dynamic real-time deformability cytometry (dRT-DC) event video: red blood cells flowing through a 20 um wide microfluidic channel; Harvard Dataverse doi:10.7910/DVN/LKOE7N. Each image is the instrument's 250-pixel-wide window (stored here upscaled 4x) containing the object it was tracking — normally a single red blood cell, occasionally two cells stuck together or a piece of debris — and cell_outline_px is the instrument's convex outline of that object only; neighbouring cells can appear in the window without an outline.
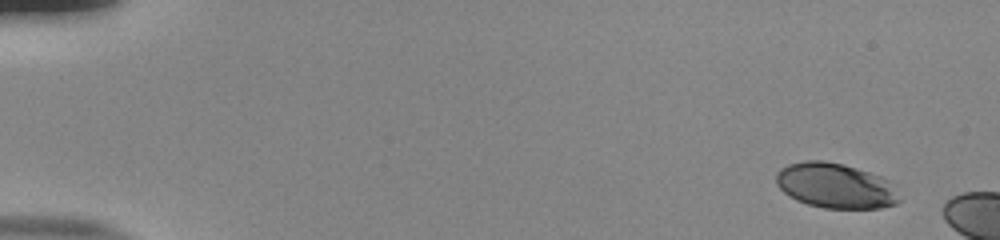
{"species": "human", "species_latin": "Homo sapiens", "temperature_condition": "room temperature", "stored_images_in_passage": 4, "camera_frame_rate_fps": 3000, "um_per_image_px": 0.085, "donor": {"sex": "male"}, "frame": {"image": 1, "passage_image": 4, "time_ms": 1.0, "image_size_px": [1000, 240], "cell_outline_px": [[904, 200], [896, 204], [880, 208], [824, 208], [808, 204], [796, 200], [788, 196], [776, 184], [776, 172], [780, 168], [788, 164], [804, 160], [824, 160], [844, 164], [880, 176], [888, 180]], "centroid_in_image_um": [71.02, 15.78], "position_along_channel_um": 14.0, "area_um2": 32.66}}